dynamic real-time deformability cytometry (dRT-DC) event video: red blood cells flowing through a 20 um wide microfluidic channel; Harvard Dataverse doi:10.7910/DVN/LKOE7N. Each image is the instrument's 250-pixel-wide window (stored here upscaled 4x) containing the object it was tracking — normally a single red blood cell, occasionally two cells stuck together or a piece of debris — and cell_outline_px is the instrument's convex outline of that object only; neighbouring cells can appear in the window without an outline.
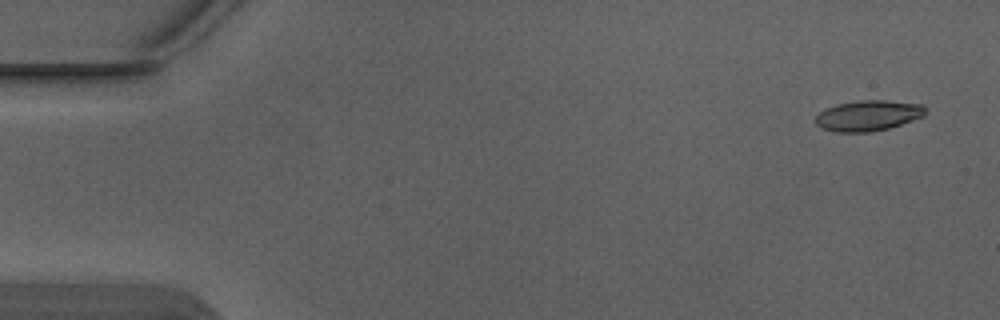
{"species": "Egyptian fruit bat (a non-hibernating species)", "species_latin": "Rousettus aegyptiacus", "temperature_condition": "warm", "stored_images_in_passage": 2, "camera_frame_rate_fps": 3000, "um_per_image_px": 0.085, "animal": {"sex": "male"}, "frame": {"image": 1, "passage_image": 1, "time_ms": 0.0, "image_size_px": [1000, 320], "cell_outline_px": [[928, 112], [924, 116], [888, 128], [868, 132], [836, 132], [820, 128], [816, 124], [816, 116], [820, 112], [836, 104], [860, 100], [884, 100], [924, 104], [928, 108]], "centroid_in_image_um": [73.83, 9.82], "position_along_channel_um": 11.2, "area_um2": 19.65}}